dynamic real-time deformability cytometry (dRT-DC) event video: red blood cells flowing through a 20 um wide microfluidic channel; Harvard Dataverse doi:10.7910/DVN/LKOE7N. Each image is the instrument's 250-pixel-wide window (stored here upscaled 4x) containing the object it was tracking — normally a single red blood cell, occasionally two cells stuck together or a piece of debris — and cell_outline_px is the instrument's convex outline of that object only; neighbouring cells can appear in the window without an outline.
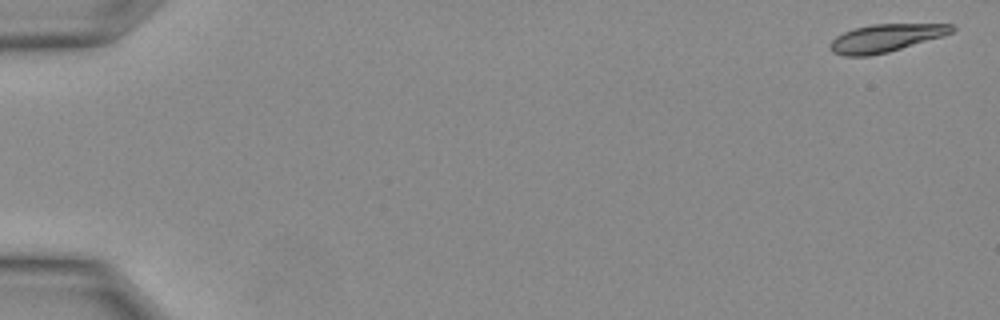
{"species": "Egyptian fruit bat (a non-hibernating species)", "species_latin": "Rousettus aegyptiacus", "temperature_condition": "warm", "stored_images_in_passage": 14, "camera_frame_rate_fps": 3000, "um_per_image_px": 0.085, "animal": {"sex": "female"}, "frame": {"image": 1, "passage_image": 1, "time_ms": 0.0, "image_size_px": [1000, 320], "cell_outline_px": [[956, 28], [952, 32], [944, 36], [888, 52], [868, 56], [844, 56], [832, 52], [828, 48], [828, 44], [836, 36], [844, 32], [856, 28], [872, 24], [952, 24]], "centroid_in_image_um": [75.26, 3.24], "position_along_channel_um": 9.7, "area_um2": 19.77}}
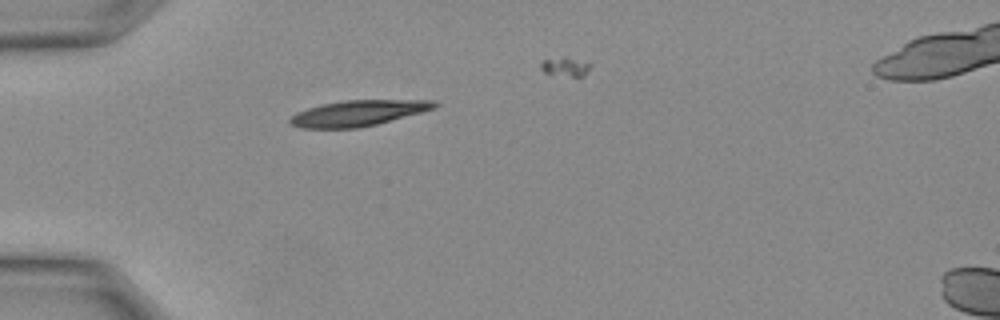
{"frame": {"image": 2, "passage_image": 9, "time_ms": 2.667, "image_size_px": [1000, 320], "cell_outline_px": [[436, 108], [376, 124], [356, 128], [300, 128], [292, 124], [288, 120], [296, 112], [308, 108], [324, 104], [344, 100], [432, 100], [436, 104]], "centroid_in_image_um": [30.41, 9.61], "position_along_channel_um": 54.6, "area_um2": 21.33}}